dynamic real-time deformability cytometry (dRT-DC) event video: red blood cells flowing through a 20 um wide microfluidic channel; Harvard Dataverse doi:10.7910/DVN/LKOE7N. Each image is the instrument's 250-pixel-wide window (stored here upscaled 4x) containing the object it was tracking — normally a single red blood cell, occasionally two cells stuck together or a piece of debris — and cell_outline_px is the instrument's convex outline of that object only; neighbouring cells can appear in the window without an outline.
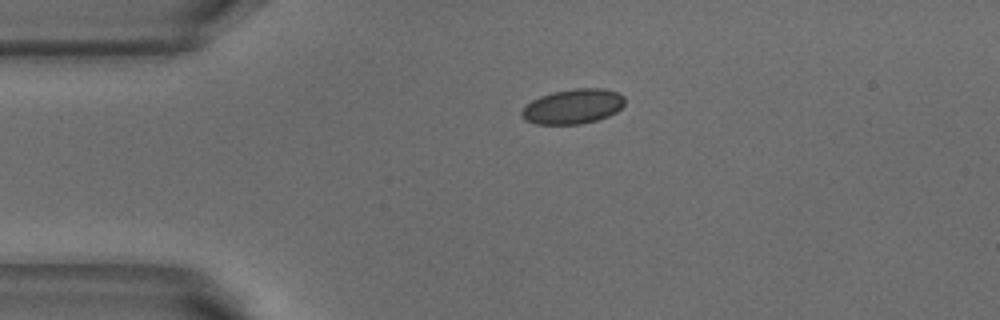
{"species": "common noctule bat (a hibernating species)", "species_latin": "Nyctalus noctula", "temperature_condition": "warm", "stored_images_in_passage": 2, "camera_frame_rate_fps": 3000, "um_per_image_px": 0.085, "animal": {"sex": "male", "body_mass_g": 18.8}, "frame": {"image": 1, "passage_image": 1, "time_ms": 0.0, "image_size_px": [1000, 320], "cell_outline_px": [[624, 104], [616, 112], [608, 116], [596, 120], [580, 124], [536, 124], [524, 120], [520, 116], [520, 112], [532, 100], [540, 96], [552, 92], [572, 88], [604, 88], [616, 92], [624, 96]], "centroid_in_image_um": [48.68, 9.04], "position_along_channel_um": 36.3, "area_um2": 20.98}}